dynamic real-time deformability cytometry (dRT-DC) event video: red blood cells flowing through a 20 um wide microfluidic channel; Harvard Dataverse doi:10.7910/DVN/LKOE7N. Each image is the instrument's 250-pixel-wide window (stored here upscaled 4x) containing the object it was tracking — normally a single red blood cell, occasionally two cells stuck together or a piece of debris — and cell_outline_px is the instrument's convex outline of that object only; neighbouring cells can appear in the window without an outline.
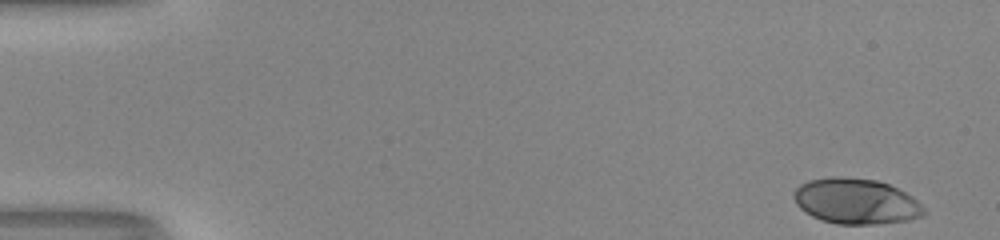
{"species": "human", "species_latin": "Homo sapiens", "temperature_condition": "room temperature", "stored_images_in_passage": 51, "camera_frame_rate_fps": 3000, "um_per_image_px": 0.085, "donor": {"sex": "male"}, "frame": {"image": 1, "passage_image": 1, "time_ms": 0.0, "image_size_px": [1000, 240], "cell_outline_px": [[924, 216], [908, 220], [876, 224], [836, 224], [812, 216], [800, 208], [796, 204], [792, 196], [792, 192], [800, 184], [808, 180], [832, 176], [840, 176], [876, 180], [888, 184], [912, 196], [924, 208]], "centroid_in_image_um": [72.72, 17.1], "position_along_channel_um": 12.3, "area_um2": 34.56}}
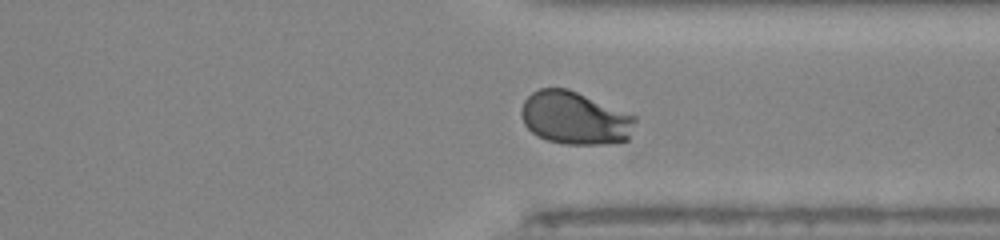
{"frame": {"image": 2, "passage_image": 39, "time_ms": 12.667, "image_size_px": [1000, 240], "cell_outline_px": [[636, 120], [628, 140], [604, 144], [564, 144], [548, 140], [536, 136], [524, 124], [520, 116], [520, 108], [524, 100], [532, 92], [540, 88], [568, 88], [636, 116]], "centroid_in_image_um": [48.83, 10.03], "position_along_channel_um": 362.6, "area_um2": 35.2}}
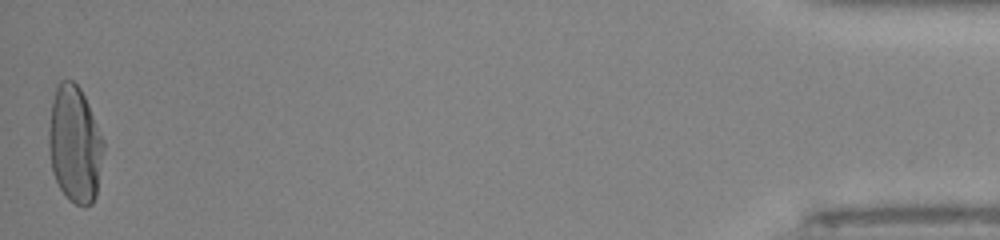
{"frame": {"image": 3, "passage_image": 51, "time_ms": 16.667, "image_size_px": [1000, 240], "cell_outline_px": [[104, 148], [96, 196], [92, 204], [84, 208], [68, 200], [60, 188], [52, 172], [48, 148], [48, 128], [52, 100], [56, 88], [60, 80], [72, 80], [80, 88], [88, 104], [104, 140]], "centroid_in_image_um": [6.34, 12.29], "position_along_channel_um": 428.9, "area_um2": 37.57}, "authors_computed_cell_mechanics": {"area_um2": 34.7956, "velocity_mm_per_s": 3.9867, "shape_relaxation_time_tau1_ms": 3.9859, "shape_relaxation_time_tau2_ms": null, "deformation_change_tau1": 0.1964, "deformation_change_tau2": null}}